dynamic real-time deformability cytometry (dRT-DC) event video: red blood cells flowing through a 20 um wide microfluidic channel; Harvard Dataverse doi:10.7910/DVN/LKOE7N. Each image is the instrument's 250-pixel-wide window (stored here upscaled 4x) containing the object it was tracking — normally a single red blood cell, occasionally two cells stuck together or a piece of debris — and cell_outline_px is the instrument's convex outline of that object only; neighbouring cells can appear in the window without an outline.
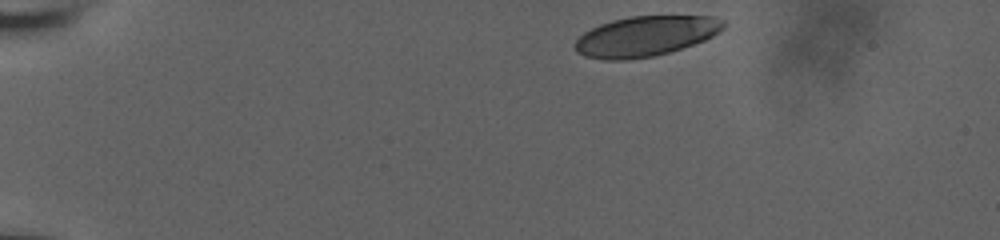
{"species": "human", "species_latin": "Homo sapiens", "temperature_condition": "room temperature", "stored_images_in_passage": 39, "camera_frame_rate_fps": 3000, "um_per_image_px": 0.085, "donor": {"sex": "male"}, "frame": {"image": 1, "passage_image": 1, "time_ms": 0.0, "image_size_px": [1000, 240], "cell_outline_px": [[724, 28], [712, 36], [704, 40], [668, 52], [652, 56], [624, 60], [604, 60], [584, 56], [576, 52], [572, 44], [584, 32], [600, 24], [612, 20], [628, 16], [712, 16], [724, 20]], "centroid_in_image_um": [54.82, 3.07], "position_along_channel_um": 30.2, "area_um2": 34.68}}
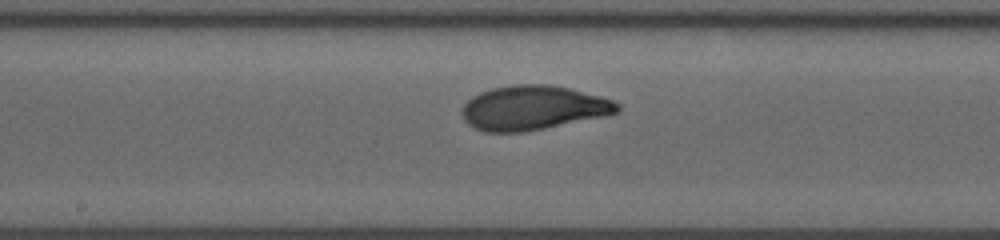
{"frame": {"image": 2, "passage_image": 22, "time_ms": 7.0, "image_size_px": [1000, 240], "cell_outline_px": [[620, 112], [608, 116], [524, 132], [484, 132], [468, 124], [464, 120], [460, 112], [464, 104], [472, 96], [480, 92], [492, 88], [516, 84], [548, 84], [568, 88], [600, 96], [612, 100], [620, 104]], "centroid_in_image_um": [45.33, 9.17], "position_along_channel_um": 202.9, "area_um2": 40.4}}
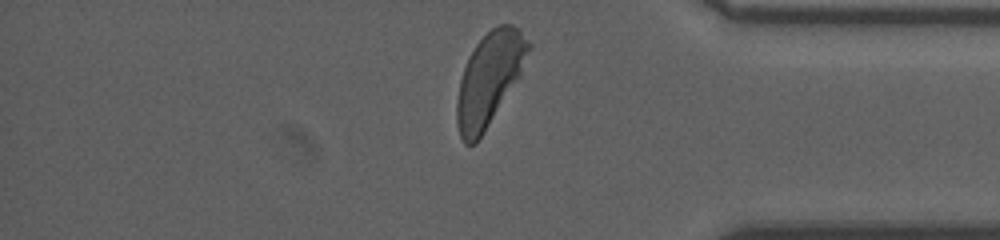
{"frame": {"image": 3, "passage_image": 38, "time_ms": 12.333, "image_size_px": [1000, 240], "cell_outline_px": [[532, 44], [520, 76], [484, 132], [476, 144], [464, 144], [460, 136], [456, 120], [456, 100], [460, 80], [464, 68], [476, 44], [492, 28], [500, 24], [512, 24]], "centroid_in_image_um": [41.58, 6.74], "position_along_channel_um": 393.6, "area_um2": 38.21}, "authors_computed_cell_mechanics": {"area_um2": 38.6104, "velocity_mm_per_s": 3.8397, "shape_relaxation_time_tau1_ms": 2.971, "shape_relaxation_time_tau2_ms": 0.8052, "deformation_change_tau1": 0.1446, "deformation_change_tau2": 0.0633}}